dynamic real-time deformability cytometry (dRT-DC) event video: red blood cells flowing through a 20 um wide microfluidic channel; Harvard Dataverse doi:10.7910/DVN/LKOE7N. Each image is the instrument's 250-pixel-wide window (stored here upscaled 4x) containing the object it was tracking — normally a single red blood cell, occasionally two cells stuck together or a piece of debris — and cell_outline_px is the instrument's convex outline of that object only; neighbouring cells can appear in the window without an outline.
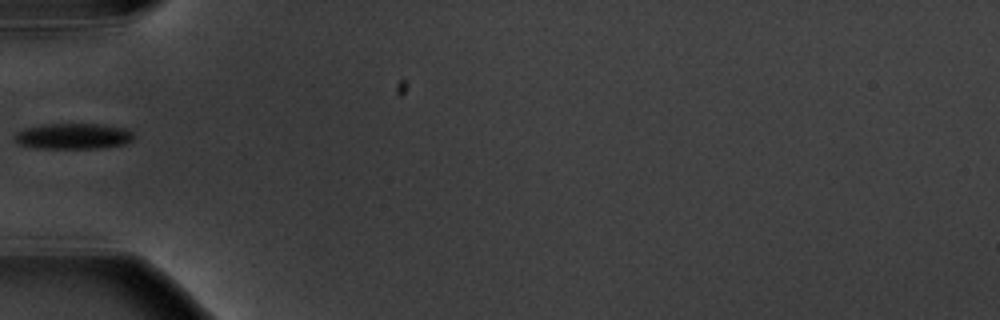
{"species": "common noctule bat (a hibernating species)", "species_latin": "Nyctalus noctula", "temperature_condition": "warm", "stored_images_in_passage": 2, "camera_frame_rate_fps": 3000, "um_per_image_px": 0.085, "animal": {"sex": "male", "body_mass_g": 20.1, "forearm_length_mm": 53.5}, "frame": {"image": 1, "passage_image": 1, "time_ms": 0.0, "image_size_px": [1000, 320], "cell_outline_px": [[136, 136], [132, 140], [124, 144], [100, 148], [32, 148], [20, 144], [12, 140], [12, 136], [16, 132], [24, 128], [48, 124], [100, 124], [124, 128], [132, 132]], "centroid_in_image_um": [6.19, 11.58], "position_along_channel_um": 78.8, "area_um2": 18.03}}